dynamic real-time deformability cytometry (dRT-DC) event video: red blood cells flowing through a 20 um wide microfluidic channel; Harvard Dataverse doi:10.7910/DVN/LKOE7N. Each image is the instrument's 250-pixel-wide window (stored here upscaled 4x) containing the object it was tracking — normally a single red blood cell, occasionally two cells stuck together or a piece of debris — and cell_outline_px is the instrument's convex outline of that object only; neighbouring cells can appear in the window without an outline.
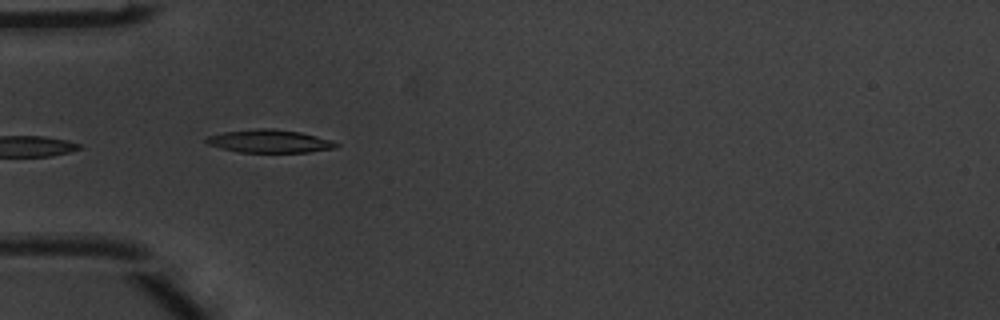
{"species": "common noctule bat (a hibernating species)", "species_latin": "Nyctalus noctula", "temperature_condition": "warm", "stored_images_in_passage": 7, "camera_frame_rate_fps": 3000, "um_per_image_px": 0.085, "animal": {"sex": "male", "body_mass_g": 20.1, "forearm_length_mm": 53.5}, "frame": {"image": 1, "passage_image": 5, "time_ms": 1.333, "image_size_px": [1000, 320], "cell_outline_px": [[340, 144], [336, 148], [308, 152], [240, 152], [220, 148], [208, 144], [204, 140], [208, 136], [224, 132], [260, 128], [272, 128], [300, 132], [332, 140]], "centroid_in_image_um": [22.93, 12.0], "position_along_channel_um": 62.1, "area_um2": 17.34}}
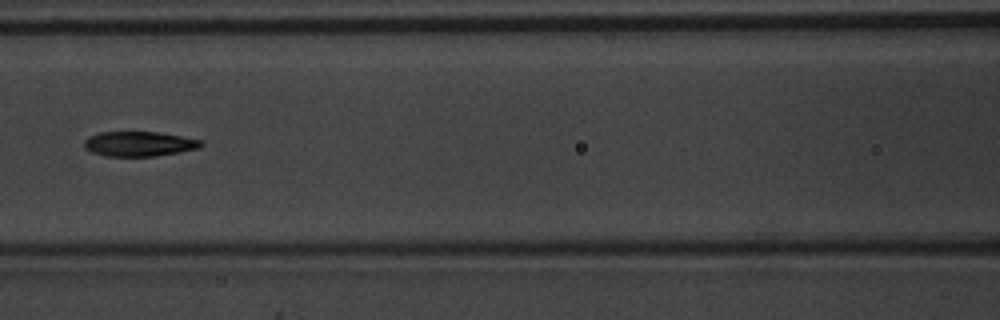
{"frame": {"image": 2, "passage_image": 7, "time_ms": 2.0, "image_size_px": [1000, 320], "cell_outline_px": [[204, 144], [200, 148], [180, 152], [156, 156], [104, 156], [92, 152], [84, 148], [84, 140], [88, 136], [100, 132], [160, 132], [204, 140]], "centroid_in_image_um": [11.85, 12.22], "position_along_channel_um": 154.7, "area_um2": 17.17}}